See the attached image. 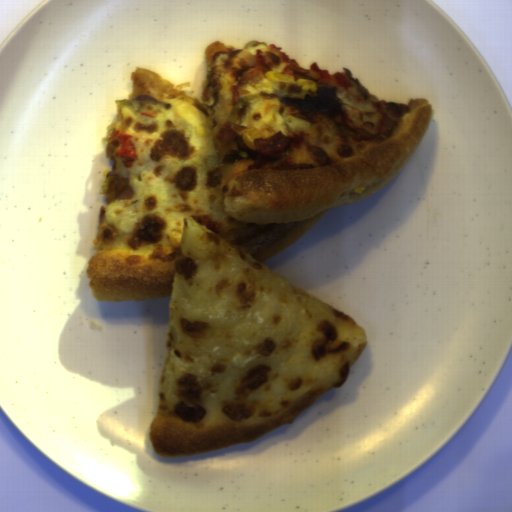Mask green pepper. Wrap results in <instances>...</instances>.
Returning a JSON list of instances; mask_svg holds the SVG:
<instances>
[{
  "instance_id": "372bd49c",
  "label": "green pepper",
  "mask_w": 512,
  "mask_h": 512,
  "mask_svg": "<svg viewBox=\"0 0 512 512\" xmlns=\"http://www.w3.org/2000/svg\"><path fill=\"white\" fill-rule=\"evenodd\" d=\"M265 98L269 99H281L284 96L291 97L293 100H303L307 95L315 96L311 90L296 91V90H275L271 94H262ZM316 97V96H315Z\"/></svg>"
},
{
  "instance_id": "c4517986",
  "label": "green pepper",
  "mask_w": 512,
  "mask_h": 512,
  "mask_svg": "<svg viewBox=\"0 0 512 512\" xmlns=\"http://www.w3.org/2000/svg\"><path fill=\"white\" fill-rule=\"evenodd\" d=\"M118 108H128L129 112L134 115L140 114L146 105H144L141 101H133V100H116L115 101Z\"/></svg>"
},
{
  "instance_id": "57f89d1c",
  "label": "green pepper",
  "mask_w": 512,
  "mask_h": 512,
  "mask_svg": "<svg viewBox=\"0 0 512 512\" xmlns=\"http://www.w3.org/2000/svg\"><path fill=\"white\" fill-rule=\"evenodd\" d=\"M246 158H250V157H248L246 152L239 150V148H238L236 150H231V151L227 152L226 154H224L222 157V160H221V164L230 166L235 161H237L239 159H246Z\"/></svg>"
},
{
  "instance_id": "a9488481",
  "label": "green pepper",
  "mask_w": 512,
  "mask_h": 512,
  "mask_svg": "<svg viewBox=\"0 0 512 512\" xmlns=\"http://www.w3.org/2000/svg\"><path fill=\"white\" fill-rule=\"evenodd\" d=\"M253 100H256V96H255L254 94H246V95H244V96L240 97V98L238 99V101H237L236 105L234 106V108H233V110H232V112H231V114H230V116H229L228 120H230V121H232V122H233L234 120H236V118H237V114H238V112L241 110V108H242L245 104H247V103H249V102H251V101H253Z\"/></svg>"
},
{
  "instance_id": "189aa43f",
  "label": "green pepper",
  "mask_w": 512,
  "mask_h": 512,
  "mask_svg": "<svg viewBox=\"0 0 512 512\" xmlns=\"http://www.w3.org/2000/svg\"><path fill=\"white\" fill-rule=\"evenodd\" d=\"M213 67H214V66H213V64H212L211 66H209V67L207 68V70H206V72H205V77H206L207 81H208V80H210V76H211V74H212V69H213Z\"/></svg>"
}]
</instances>
